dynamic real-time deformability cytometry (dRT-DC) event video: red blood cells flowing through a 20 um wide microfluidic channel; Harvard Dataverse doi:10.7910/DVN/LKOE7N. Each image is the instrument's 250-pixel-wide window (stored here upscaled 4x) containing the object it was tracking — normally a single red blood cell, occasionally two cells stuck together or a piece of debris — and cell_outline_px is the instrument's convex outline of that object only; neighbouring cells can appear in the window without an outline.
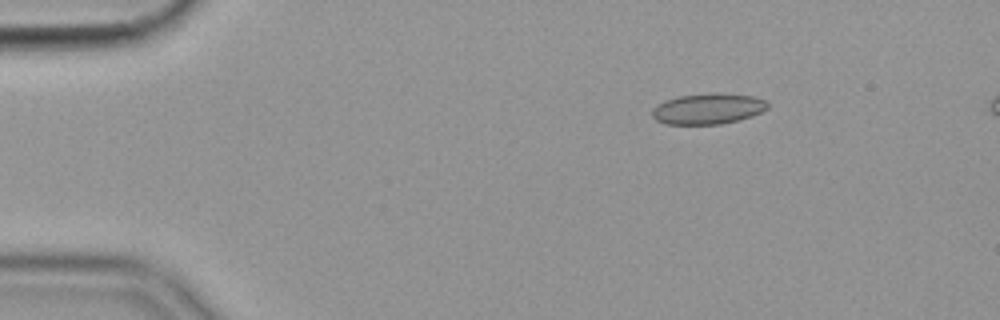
{"species": "common noctule bat (a hibernating species)", "species_latin": "Nyctalus noctula", "temperature_condition": "cold", "stored_images_in_passage": 50, "camera_frame_rate_fps": 3000, "um_per_image_px": 0.085, "animal": {"sex": "female", "body_mass_g": 19.9}, "frame": {"image": 1, "passage_image": 1, "time_ms": 0.0, "image_size_px": [1000, 320], "cell_outline_px": [[768, 108], [752, 116], [720, 124], [664, 124], [656, 120], [652, 116], [652, 108], [656, 104], [680, 96], [712, 92], [716, 92], [752, 96], [764, 100], [768, 104]], "centroid_in_image_um": [60.15, 9.24], "position_along_channel_um": 24.8, "area_um2": 20.63}}
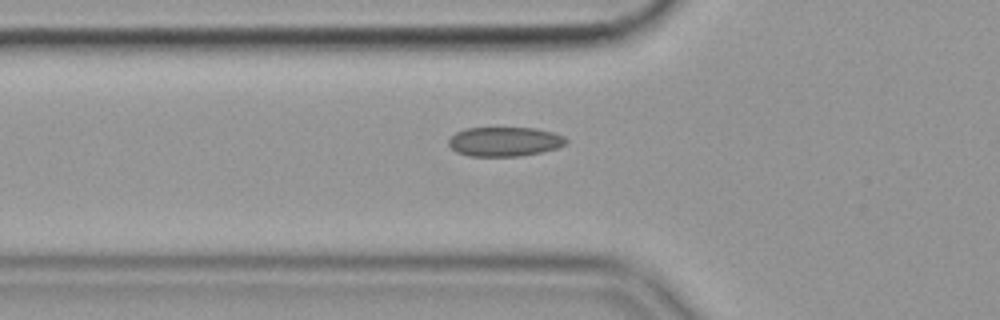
{"frame": {"image": 2, "passage_image": 12, "time_ms": 3.667, "image_size_px": [1000, 320], "cell_outline_px": [[568, 140], [564, 144], [556, 148], [540, 152], [520, 156], [468, 156], [456, 152], [448, 144], [448, 140], [456, 132], [464, 128], [536, 128], [552, 132], [564, 136]], "centroid_in_image_um": [42.86, 12.03], "position_along_channel_um": 82.9, "area_um2": 20.06}}
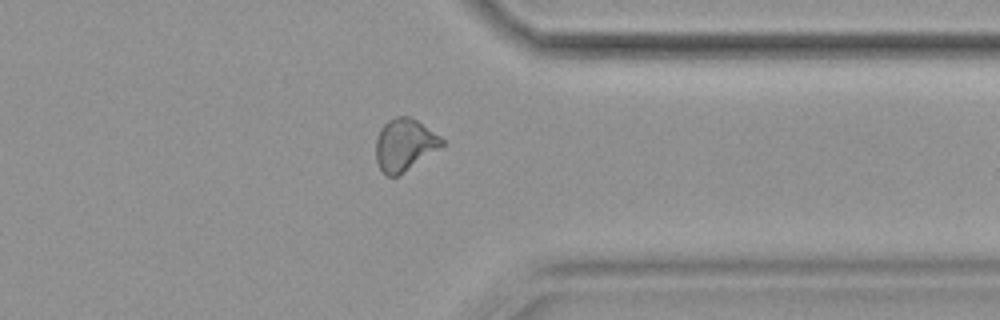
{"frame": {"image": 3, "passage_image": 37, "time_ms": 12.0, "image_size_px": [1000, 320], "cell_outline_px": [[444, 144], [396, 176], [388, 176], [380, 168], [376, 160], [376, 140], [380, 128], [388, 120], [396, 116], [408, 116], [416, 120], [440, 136], [444, 140]], "centroid_in_image_um": [34.35, 12.27], "position_along_channel_um": 377.1, "area_um2": 19.42}, "authors_computed_cell_mechanics": {"area_um2": 19.7387, "velocity_mm_per_s": 3.5702, "shape_relaxation_time_tau1_ms": 8.3211, "shape_relaxation_time_tau2_ms": 3.4836, "deformation_change_tau1": 0.1347, "deformation_change_tau2": 0.0672}}